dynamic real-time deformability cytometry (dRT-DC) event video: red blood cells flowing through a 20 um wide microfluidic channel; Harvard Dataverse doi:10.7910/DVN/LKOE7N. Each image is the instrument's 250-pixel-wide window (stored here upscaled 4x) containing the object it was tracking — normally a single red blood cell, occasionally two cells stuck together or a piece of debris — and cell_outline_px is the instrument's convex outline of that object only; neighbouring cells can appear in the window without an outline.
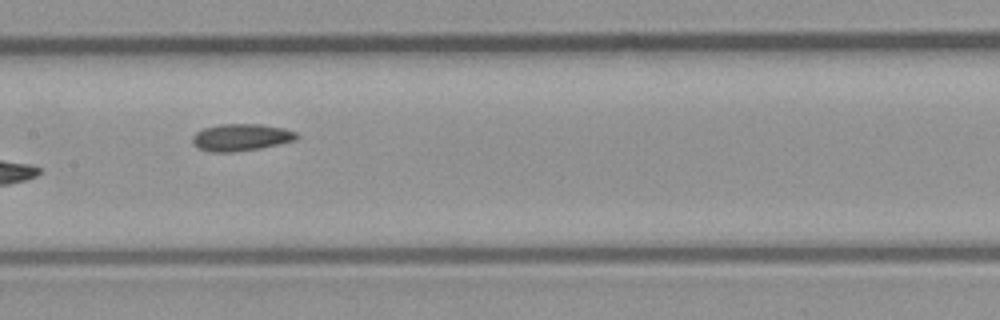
{"species": "common noctule bat (a hibernating species)", "species_latin": "Nyctalus noctula", "temperature_condition": "room temperature", "stored_images_in_passage": 14, "camera_frame_rate_fps": 3000, "um_per_image_px": 0.085, "animal": {"sex": "male", "body_mass_g": 23.1, "forearm_length_mm": 52.7}, "frame": {"image": 1, "passage_image": 7, "time_ms": 2.0, "image_size_px": [1000, 320], "cell_outline_px": [[300, 136], [296, 140], [260, 148], [232, 152], [212, 152], [200, 148], [192, 140], [192, 136], [196, 132], [204, 128], [220, 124], [260, 124], [284, 128], [296, 132]], "centroid_in_image_um": [20.52, 11.66], "position_along_channel_um": 186.9, "area_um2": 16.3}}
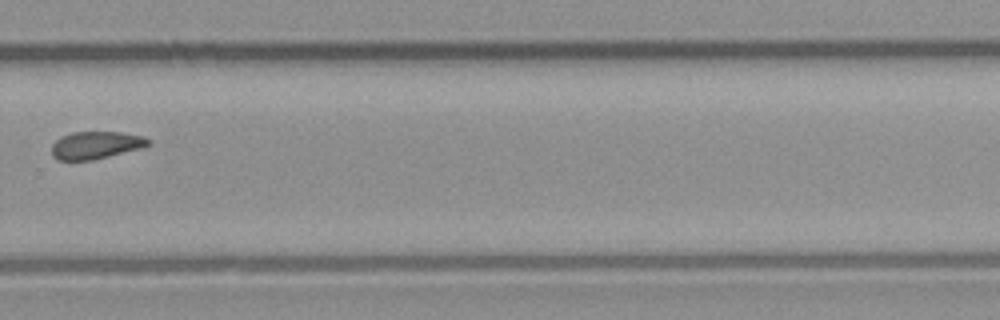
{"frame": {"image": 2, "passage_image": 10, "time_ms": 3.0, "image_size_px": [1000, 320], "cell_outline_px": [[152, 144], [140, 148], [92, 160], [60, 160], [52, 156], [52, 144], [60, 136], [72, 132], [120, 132], [144, 136], [152, 140]], "centroid_in_image_um": [8.16, 12.32], "position_along_channel_um": 321.6, "area_um2": 15.49}}
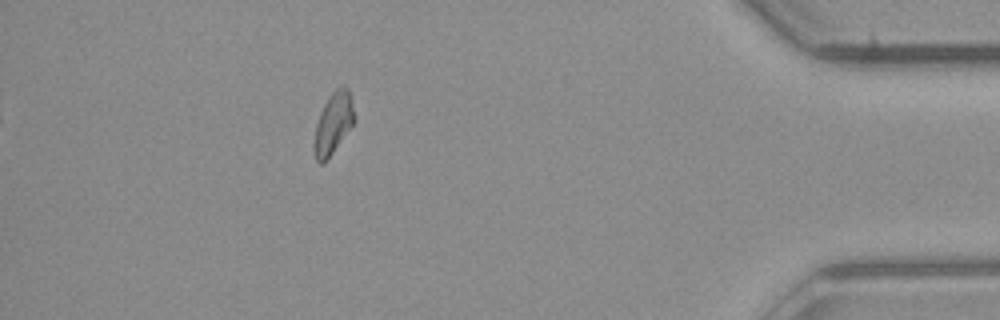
{"frame": {"image": 3, "passage_image": 14, "time_ms": 4.333, "image_size_px": [1000, 320], "cell_outline_px": [[356, 120], [332, 152], [320, 164], [316, 160], [312, 144], [316, 124], [320, 112], [328, 96], [340, 84], [348, 88], [352, 100], [356, 116]], "centroid_in_image_um": [28.33, 10.41], "position_along_channel_um": 406.9, "area_um2": 14.45}}